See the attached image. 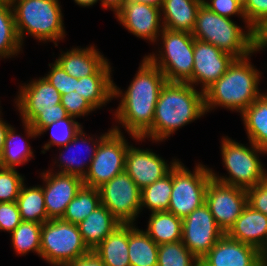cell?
<instances>
[{"label": "cell", "mask_w": 267, "mask_h": 266, "mask_svg": "<svg viewBox=\"0 0 267 266\" xmlns=\"http://www.w3.org/2000/svg\"><path fill=\"white\" fill-rule=\"evenodd\" d=\"M165 83L164 74L146 56L124 94L113 83V98L122 97L115 118L134 140L152 127L155 106Z\"/></svg>", "instance_id": "6da1fadb"}, {"label": "cell", "mask_w": 267, "mask_h": 266, "mask_svg": "<svg viewBox=\"0 0 267 266\" xmlns=\"http://www.w3.org/2000/svg\"><path fill=\"white\" fill-rule=\"evenodd\" d=\"M187 82H168L160 90L152 127L136 140L163 141L177 129L205 114L204 92Z\"/></svg>", "instance_id": "7a4b0ae2"}, {"label": "cell", "mask_w": 267, "mask_h": 266, "mask_svg": "<svg viewBox=\"0 0 267 266\" xmlns=\"http://www.w3.org/2000/svg\"><path fill=\"white\" fill-rule=\"evenodd\" d=\"M248 55L235 58L226 72L204 91L205 111L222 106L240 114L259 96L261 73L251 64Z\"/></svg>", "instance_id": "3957f363"}, {"label": "cell", "mask_w": 267, "mask_h": 266, "mask_svg": "<svg viewBox=\"0 0 267 266\" xmlns=\"http://www.w3.org/2000/svg\"><path fill=\"white\" fill-rule=\"evenodd\" d=\"M192 36L208 42L235 58H243L255 51L263 50L254 29L243 31L231 18L223 17L203 3L198 9Z\"/></svg>", "instance_id": "277c9868"}, {"label": "cell", "mask_w": 267, "mask_h": 266, "mask_svg": "<svg viewBox=\"0 0 267 266\" xmlns=\"http://www.w3.org/2000/svg\"><path fill=\"white\" fill-rule=\"evenodd\" d=\"M23 85L15 103L28 138L38 136L45 126L69 117L61 104V94L45 77Z\"/></svg>", "instance_id": "5b68a950"}, {"label": "cell", "mask_w": 267, "mask_h": 266, "mask_svg": "<svg viewBox=\"0 0 267 266\" xmlns=\"http://www.w3.org/2000/svg\"><path fill=\"white\" fill-rule=\"evenodd\" d=\"M16 31L21 44L25 32L40 41L64 39L63 14L58 0H13Z\"/></svg>", "instance_id": "8992f818"}, {"label": "cell", "mask_w": 267, "mask_h": 266, "mask_svg": "<svg viewBox=\"0 0 267 266\" xmlns=\"http://www.w3.org/2000/svg\"><path fill=\"white\" fill-rule=\"evenodd\" d=\"M223 164L229 177L218 176L211 169V178L231 186L248 189L254 187L267 177V172L259 159V154H267V150L250 142V148L228 137L221 141Z\"/></svg>", "instance_id": "52a82bcc"}, {"label": "cell", "mask_w": 267, "mask_h": 266, "mask_svg": "<svg viewBox=\"0 0 267 266\" xmlns=\"http://www.w3.org/2000/svg\"><path fill=\"white\" fill-rule=\"evenodd\" d=\"M159 36L163 42V47L159 50L160 55L154 53L146 57L161 70L166 81L187 82L192 85L195 38L189 32L165 28Z\"/></svg>", "instance_id": "ba28073f"}, {"label": "cell", "mask_w": 267, "mask_h": 266, "mask_svg": "<svg viewBox=\"0 0 267 266\" xmlns=\"http://www.w3.org/2000/svg\"><path fill=\"white\" fill-rule=\"evenodd\" d=\"M77 224L62 219L48 220L41 227L40 257L53 266H65L88 254Z\"/></svg>", "instance_id": "9c48e42d"}, {"label": "cell", "mask_w": 267, "mask_h": 266, "mask_svg": "<svg viewBox=\"0 0 267 266\" xmlns=\"http://www.w3.org/2000/svg\"><path fill=\"white\" fill-rule=\"evenodd\" d=\"M211 179V169L205 165H196L191 173L178 161L172 168V192L168 211L183 220L205 203L206 189Z\"/></svg>", "instance_id": "30bf717a"}, {"label": "cell", "mask_w": 267, "mask_h": 266, "mask_svg": "<svg viewBox=\"0 0 267 266\" xmlns=\"http://www.w3.org/2000/svg\"><path fill=\"white\" fill-rule=\"evenodd\" d=\"M120 130L118 126H115L100 141L96 154L83 178L84 186L98 189L125 171L126 153L129 145Z\"/></svg>", "instance_id": "8fae6325"}, {"label": "cell", "mask_w": 267, "mask_h": 266, "mask_svg": "<svg viewBox=\"0 0 267 266\" xmlns=\"http://www.w3.org/2000/svg\"><path fill=\"white\" fill-rule=\"evenodd\" d=\"M101 204L121 224H133L141 211V189L124 171L98 188Z\"/></svg>", "instance_id": "7c38bea8"}, {"label": "cell", "mask_w": 267, "mask_h": 266, "mask_svg": "<svg viewBox=\"0 0 267 266\" xmlns=\"http://www.w3.org/2000/svg\"><path fill=\"white\" fill-rule=\"evenodd\" d=\"M224 235L206 203L182 220V243L197 258H203Z\"/></svg>", "instance_id": "4fadbf2b"}, {"label": "cell", "mask_w": 267, "mask_h": 266, "mask_svg": "<svg viewBox=\"0 0 267 266\" xmlns=\"http://www.w3.org/2000/svg\"><path fill=\"white\" fill-rule=\"evenodd\" d=\"M205 203L219 228L226 234L248 204L247 190L211 179L206 189Z\"/></svg>", "instance_id": "5bb4252c"}, {"label": "cell", "mask_w": 267, "mask_h": 266, "mask_svg": "<svg viewBox=\"0 0 267 266\" xmlns=\"http://www.w3.org/2000/svg\"><path fill=\"white\" fill-rule=\"evenodd\" d=\"M193 55L192 85L202 83L201 91L203 92L226 72L235 59L231 54L196 38Z\"/></svg>", "instance_id": "9a60e30c"}, {"label": "cell", "mask_w": 267, "mask_h": 266, "mask_svg": "<svg viewBox=\"0 0 267 266\" xmlns=\"http://www.w3.org/2000/svg\"><path fill=\"white\" fill-rule=\"evenodd\" d=\"M115 14L129 32L144 40L155 43L162 32V13L154 5L127 0Z\"/></svg>", "instance_id": "2e32d148"}, {"label": "cell", "mask_w": 267, "mask_h": 266, "mask_svg": "<svg viewBox=\"0 0 267 266\" xmlns=\"http://www.w3.org/2000/svg\"><path fill=\"white\" fill-rule=\"evenodd\" d=\"M41 174L46 183L42 188L48 220L62 219L67 205L84 185L83 179L70 174H54L51 170Z\"/></svg>", "instance_id": "e0dca14e"}, {"label": "cell", "mask_w": 267, "mask_h": 266, "mask_svg": "<svg viewBox=\"0 0 267 266\" xmlns=\"http://www.w3.org/2000/svg\"><path fill=\"white\" fill-rule=\"evenodd\" d=\"M177 162L178 160L174 159L169 166L151 150L130 145L126 153L125 172L142 190L167 175Z\"/></svg>", "instance_id": "ac0fdd59"}, {"label": "cell", "mask_w": 267, "mask_h": 266, "mask_svg": "<svg viewBox=\"0 0 267 266\" xmlns=\"http://www.w3.org/2000/svg\"><path fill=\"white\" fill-rule=\"evenodd\" d=\"M210 266H261L259 250L224 234L203 257Z\"/></svg>", "instance_id": "d6986e66"}, {"label": "cell", "mask_w": 267, "mask_h": 266, "mask_svg": "<svg viewBox=\"0 0 267 266\" xmlns=\"http://www.w3.org/2000/svg\"><path fill=\"white\" fill-rule=\"evenodd\" d=\"M226 235L259 250L267 237V216L247 204Z\"/></svg>", "instance_id": "ffe728a7"}, {"label": "cell", "mask_w": 267, "mask_h": 266, "mask_svg": "<svg viewBox=\"0 0 267 266\" xmlns=\"http://www.w3.org/2000/svg\"><path fill=\"white\" fill-rule=\"evenodd\" d=\"M110 62H106L94 75L76 78L75 91L95 109L113 98V80Z\"/></svg>", "instance_id": "44dd1931"}, {"label": "cell", "mask_w": 267, "mask_h": 266, "mask_svg": "<svg viewBox=\"0 0 267 266\" xmlns=\"http://www.w3.org/2000/svg\"><path fill=\"white\" fill-rule=\"evenodd\" d=\"M96 47L72 48L67 50L55 62H57L69 75L75 78H83L94 75L108 60Z\"/></svg>", "instance_id": "7402d4cb"}, {"label": "cell", "mask_w": 267, "mask_h": 266, "mask_svg": "<svg viewBox=\"0 0 267 266\" xmlns=\"http://www.w3.org/2000/svg\"><path fill=\"white\" fill-rule=\"evenodd\" d=\"M203 0H163L160 10L163 28L192 33Z\"/></svg>", "instance_id": "603a6c76"}, {"label": "cell", "mask_w": 267, "mask_h": 266, "mask_svg": "<svg viewBox=\"0 0 267 266\" xmlns=\"http://www.w3.org/2000/svg\"><path fill=\"white\" fill-rule=\"evenodd\" d=\"M121 223L102 204L78 223L85 245L93 251Z\"/></svg>", "instance_id": "cb8c5ba5"}, {"label": "cell", "mask_w": 267, "mask_h": 266, "mask_svg": "<svg viewBox=\"0 0 267 266\" xmlns=\"http://www.w3.org/2000/svg\"><path fill=\"white\" fill-rule=\"evenodd\" d=\"M105 266H130L128 224H120L94 250Z\"/></svg>", "instance_id": "d4e9b609"}, {"label": "cell", "mask_w": 267, "mask_h": 266, "mask_svg": "<svg viewBox=\"0 0 267 266\" xmlns=\"http://www.w3.org/2000/svg\"><path fill=\"white\" fill-rule=\"evenodd\" d=\"M241 115L249 142L267 150V93L259 96Z\"/></svg>", "instance_id": "484cf974"}, {"label": "cell", "mask_w": 267, "mask_h": 266, "mask_svg": "<svg viewBox=\"0 0 267 266\" xmlns=\"http://www.w3.org/2000/svg\"><path fill=\"white\" fill-rule=\"evenodd\" d=\"M158 248L148 234L128 224V251L130 266H157Z\"/></svg>", "instance_id": "4316f807"}, {"label": "cell", "mask_w": 267, "mask_h": 266, "mask_svg": "<svg viewBox=\"0 0 267 266\" xmlns=\"http://www.w3.org/2000/svg\"><path fill=\"white\" fill-rule=\"evenodd\" d=\"M145 232L158 245L181 241L182 219L169 211L154 212Z\"/></svg>", "instance_id": "83f0119b"}, {"label": "cell", "mask_w": 267, "mask_h": 266, "mask_svg": "<svg viewBox=\"0 0 267 266\" xmlns=\"http://www.w3.org/2000/svg\"><path fill=\"white\" fill-rule=\"evenodd\" d=\"M16 202L22 221L40 224L48 221L43 188L41 186L26 188L23 184Z\"/></svg>", "instance_id": "f1b7e54d"}, {"label": "cell", "mask_w": 267, "mask_h": 266, "mask_svg": "<svg viewBox=\"0 0 267 266\" xmlns=\"http://www.w3.org/2000/svg\"><path fill=\"white\" fill-rule=\"evenodd\" d=\"M112 129H110L108 132H106L105 134H102L100 137H98V139L96 138V141L95 140H93V138L92 137H88L89 139V141H87V138H85L86 137V134L83 132V130H81L75 137H74V139L71 141V142H69L68 144H66L65 146H63V148H65V150H68V151H70L69 149H71V148H73L74 146L73 145H75L76 147H78L77 146V142L78 143H83V144H86L87 143V147H86V151H87V153H88V148H90L89 147V143L92 141V145H93V147H91V153L88 155L89 156V162H88V165H86L87 163L86 162H84L83 160H81V161H79L75 156L73 157H71V156H66L65 157V155L61 152L60 153V155H59V157H60V159H59V161H60V164L58 165L59 166V168L60 169H62V170H58V173H63V174H70V175H75V176H78V177H80V178H84L85 177V175H86V173H87V171H88V168H89V166H90V163H91V161H92V159L94 158V156H95V154H96V150H97V148H98V146H99V143H100V141L111 131ZM82 140V141H81ZM80 141V142H79ZM95 141V142H94ZM89 142V143H88ZM76 147H75V150H76ZM72 150L73 149H71V151L70 152H72ZM78 150V149H77ZM89 150V151H90ZM67 151V152H68ZM81 151V150H80ZM70 154V153H69ZM86 167V168H85ZM86 170H85V169Z\"/></svg>", "instance_id": "f546056e"}, {"label": "cell", "mask_w": 267, "mask_h": 266, "mask_svg": "<svg viewBox=\"0 0 267 266\" xmlns=\"http://www.w3.org/2000/svg\"><path fill=\"white\" fill-rule=\"evenodd\" d=\"M99 205H101L99 189L83 185L73 200L67 205L62 220L78 224Z\"/></svg>", "instance_id": "4dcf8cb0"}, {"label": "cell", "mask_w": 267, "mask_h": 266, "mask_svg": "<svg viewBox=\"0 0 267 266\" xmlns=\"http://www.w3.org/2000/svg\"><path fill=\"white\" fill-rule=\"evenodd\" d=\"M12 4L0 3V58H11L20 52Z\"/></svg>", "instance_id": "1f68e13d"}, {"label": "cell", "mask_w": 267, "mask_h": 266, "mask_svg": "<svg viewBox=\"0 0 267 266\" xmlns=\"http://www.w3.org/2000/svg\"><path fill=\"white\" fill-rule=\"evenodd\" d=\"M172 192V169L163 178L141 190V209L147 207L151 213L168 211Z\"/></svg>", "instance_id": "d6a6232c"}, {"label": "cell", "mask_w": 267, "mask_h": 266, "mask_svg": "<svg viewBox=\"0 0 267 266\" xmlns=\"http://www.w3.org/2000/svg\"><path fill=\"white\" fill-rule=\"evenodd\" d=\"M15 133V128L10 126L6 133L2 153L0 154V164L3 168L15 169V166L23 165L30 159H33V149H31L30 144H26L24 140H18L17 138L20 137V134Z\"/></svg>", "instance_id": "836d02e7"}, {"label": "cell", "mask_w": 267, "mask_h": 266, "mask_svg": "<svg viewBox=\"0 0 267 266\" xmlns=\"http://www.w3.org/2000/svg\"><path fill=\"white\" fill-rule=\"evenodd\" d=\"M42 224L21 221V223L11 232V241L15 252L20 255L32 251L40 256Z\"/></svg>", "instance_id": "e575fe53"}, {"label": "cell", "mask_w": 267, "mask_h": 266, "mask_svg": "<svg viewBox=\"0 0 267 266\" xmlns=\"http://www.w3.org/2000/svg\"><path fill=\"white\" fill-rule=\"evenodd\" d=\"M48 129L51 131V139L43 146L44 150L42 153L44 154L46 150L51 148V145L60 146L59 150H61V147L71 142L83 128L81 124L74 120V117L69 116L68 118L57 120L45 126L38 135L41 136V134L48 131Z\"/></svg>", "instance_id": "d590c367"}, {"label": "cell", "mask_w": 267, "mask_h": 266, "mask_svg": "<svg viewBox=\"0 0 267 266\" xmlns=\"http://www.w3.org/2000/svg\"><path fill=\"white\" fill-rule=\"evenodd\" d=\"M197 262L182 241L159 245L157 266H197Z\"/></svg>", "instance_id": "8d00e7d4"}, {"label": "cell", "mask_w": 267, "mask_h": 266, "mask_svg": "<svg viewBox=\"0 0 267 266\" xmlns=\"http://www.w3.org/2000/svg\"><path fill=\"white\" fill-rule=\"evenodd\" d=\"M24 176H21L16 168L0 167V202H16Z\"/></svg>", "instance_id": "74e56055"}, {"label": "cell", "mask_w": 267, "mask_h": 266, "mask_svg": "<svg viewBox=\"0 0 267 266\" xmlns=\"http://www.w3.org/2000/svg\"><path fill=\"white\" fill-rule=\"evenodd\" d=\"M243 12L247 23L257 33L267 24V0H246Z\"/></svg>", "instance_id": "f35d334b"}, {"label": "cell", "mask_w": 267, "mask_h": 266, "mask_svg": "<svg viewBox=\"0 0 267 266\" xmlns=\"http://www.w3.org/2000/svg\"><path fill=\"white\" fill-rule=\"evenodd\" d=\"M51 66L50 72L44 76L61 95L68 94L76 89V78L69 75L57 62Z\"/></svg>", "instance_id": "ab89813d"}, {"label": "cell", "mask_w": 267, "mask_h": 266, "mask_svg": "<svg viewBox=\"0 0 267 266\" xmlns=\"http://www.w3.org/2000/svg\"><path fill=\"white\" fill-rule=\"evenodd\" d=\"M61 104L68 115L74 118L83 117L95 111V108L76 91L61 95Z\"/></svg>", "instance_id": "60d3db41"}, {"label": "cell", "mask_w": 267, "mask_h": 266, "mask_svg": "<svg viewBox=\"0 0 267 266\" xmlns=\"http://www.w3.org/2000/svg\"><path fill=\"white\" fill-rule=\"evenodd\" d=\"M203 4L213 12L223 17L230 18L232 15L237 14L243 18L247 25L246 28L253 29L245 19L243 4L239 0H210L209 2L203 0Z\"/></svg>", "instance_id": "b9f144b4"}, {"label": "cell", "mask_w": 267, "mask_h": 266, "mask_svg": "<svg viewBox=\"0 0 267 266\" xmlns=\"http://www.w3.org/2000/svg\"><path fill=\"white\" fill-rule=\"evenodd\" d=\"M17 202H0V230L12 232L20 223Z\"/></svg>", "instance_id": "7bdbcfd3"}, {"label": "cell", "mask_w": 267, "mask_h": 266, "mask_svg": "<svg viewBox=\"0 0 267 266\" xmlns=\"http://www.w3.org/2000/svg\"><path fill=\"white\" fill-rule=\"evenodd\" d=\"M248 204L267 216V177L254 187L247 189Z\"/></svg>", "instance_id": "ee69618b"}, {"label": "cell", "mask_w": 267, "mask_h": 266, "mask_svg": "<svg viewBox=\"0 0 267 266\" xmlns=\"http://www.w3.org/2000/svg\"><path fill=\"white\" fill-rule=\"evenodd\" d=\"M65 266H105V265L94 251H90L88 254L69 262Z\"/></svg>", "instance_id": "f6af8a7d"}, {"label": "cell", "mask_w": 267, "mask_h": 266, "mask_svg": "<svg viewBox=\"0 0 267 266\" xmlns=\"http://www.w3.org/2000/svg\"><path fill=\"white\" fill-rule=\"evenodd\" d=\"M102 3V7L106 10L107 8L113 9L114 13H116L127 0H100Z\"/></svg>", "instance_id": "bcb514c9"}, {"label": "cell", "mask_w": 267, "mask_h": 266, "mask_svg": "<svg viewBox=\"0 0 267 266\" xmlns=\"http://www.w3.org/2000/svg\"><path fill=\"white\" fill-rule=\"evenodd\" d=\"M1 113V111H0ZM1 116V115H0ZM11 125L4 122L2 118H0V154L2 153L3 147H4V141L6 137V133Z\"/></svg>", "instance_id": "7dc6e473"}, {"label": "cell", "mask_w": 267, "mask_h": 266, "mask_svg": "<svg viewBox=\"0 0 267 266\" xmlns=\"http://www.w3.org/2000/svg\"><path fill=\"white\" fill-rule=\"evenodd\" d=\"M260 45L267 47V24L257 33Z\"/></svg>", "instance_id": "c3c4849f"}, {"label": "cell", "mask_w": 267, "mask_h": 266, "mask_svg": "<svg viewBox=\"0 0 267 266\" xmlns=\"http://www.w3.org/2000/svg\"><path fill=\"white\" fill-rule=\"evenodd\" d=\"M259 257L263 263H267V237L263 246L259 249Z\"/></svg>", "instance_id": "681fc988"}, {"label": "cell", "mask_w": 267, "mask_h": 266, "mask_svg": "<svg viewBox=\"0 0 267 266\" xmlns=\"http://www.w3.org/2000/svg\"><path fill=\"white\" fill-rule=\"evenodd\" d=\"M130 1H134V2H138V3H146V4H151L154 5L156 7L161 8L163 0H130Z\"/></svg>", "instance_id": "f907efd6"}, {"label": "cell", "mask_w": 267, "mask_h": 266, "mask_svg": "<svg viewBox=\"0 0 267 266\" xmlns=\"http://www.w3.org/2000/svg\"><path fill=\"white\" fill-rule=\"evenodd\" d=\"M75 3H77L78 5L82 6V7H89V6H93L97 1L99 0H74Z\"/></svg>", "instance_id": "816d5d0a"}, {"label": "cell", "mask_w": 267, "mask_h": 266, "mask_svg": "<svg viewBox=\"0 0 267 266\" xmlns=\"http://www.w3.org/2000/svg\"><path fill=\"white\" fill-rule=\"evenodd\" d=\"M197 266H210L203 258L198 259Z\"/></svg>", "instance_id": "f5cc1de1"}, {"label": "cell", "mask_w": 267, "mask_h": 266, "mask_svg": "<svg viewBox=\"0 0 267 266\" xmlns=\"http://www.w3.org/2000/svg\"><path fill=\"white\" fill-rule=\"evenodd\" d=\"M13 0H0V3L12 4Z\"/></svg>", "instance_id": "db71d44e"}, {"label": "cell", "mask_w": 267, "mask_h": 266, "mask_svg": "<svg viewBox=\"0 0 267 266\" xmlns=\"http://www.w3.org/2000/svg\"><path fill=\"white\" fill-rule=\"evenodd\" d=\"M239 1H240L242 4H244L246 0H239Z\"/></svg>", "instance_id": "11a10c76"}, {"label": "cell", "mask_w": 267, "mask_h": 266, "mask_svg": "<svg viewBox=\"0 0 267 266\" xmlns=\"http://www.w3.org/2000/svg\"><path fill=\"white\" fill-rule=\"evenodd\" d=\"M261 266H267V263H262V265Z\"/></svg>", "instance_id": "9f6ffc18"}]
</instances>
